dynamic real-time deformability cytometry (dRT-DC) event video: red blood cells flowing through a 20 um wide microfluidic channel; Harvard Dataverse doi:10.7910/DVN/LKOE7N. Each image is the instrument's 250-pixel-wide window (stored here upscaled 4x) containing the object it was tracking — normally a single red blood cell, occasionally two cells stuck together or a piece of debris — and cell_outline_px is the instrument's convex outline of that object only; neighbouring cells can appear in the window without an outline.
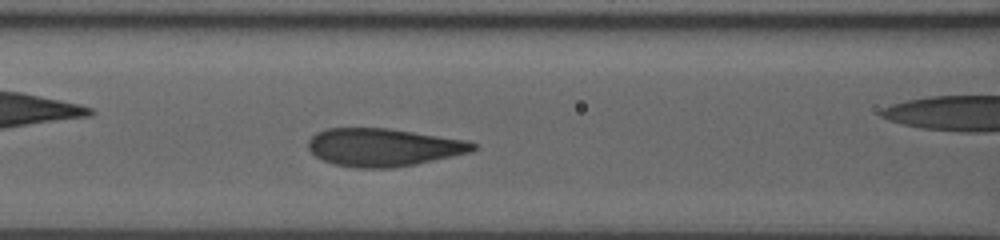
{"species": "human", "species_latin": "Homo sapiens", "temperature_condition": "room temperature", "stored_images_in_passage": 7, "segment_of_instrument_passage": [1, 2], "camera_frame_rate_fps": 3000, "um_per_image_px": 0.085, "donor": {"sex": "male"}, "frame": {"image": 1, "passage_image": 6, "time_ms": 4.0, "image_size_px": [1000, 240], "cell_outline_px": [[476, 148], [472, 152], [416, 164], [392, 168], [356, 168], [332, 164], [316, 156], [308, 148], [308, 140], [316, 132], [324, 128], [388, 128], [468, 140], [476, 144]], "centroid_in_image_um": [32.59, 12.52], "position_along_channel_um": 134.0, "area_um2": 36.59}}